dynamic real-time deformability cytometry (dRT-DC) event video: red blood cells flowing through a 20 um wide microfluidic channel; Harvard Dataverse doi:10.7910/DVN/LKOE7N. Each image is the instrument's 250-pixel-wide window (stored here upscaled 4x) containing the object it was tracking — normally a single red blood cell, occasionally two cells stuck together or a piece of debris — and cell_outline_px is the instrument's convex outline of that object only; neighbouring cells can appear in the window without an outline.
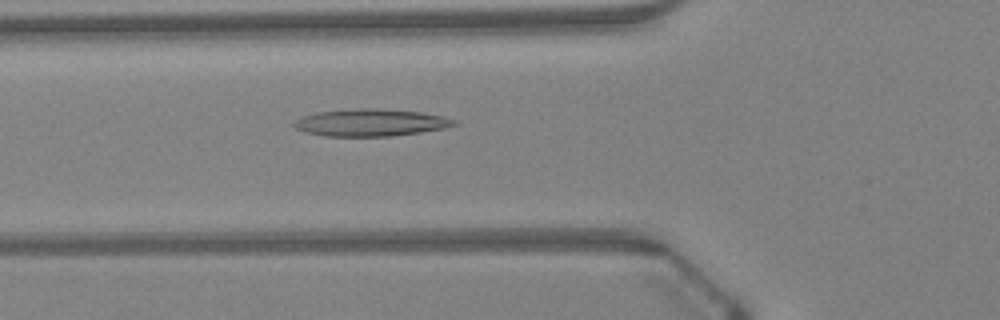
{"species": "Egyptian fruit bat (a non-hibernating species)", "species_latin": "Rousettus aegyptiacus", "temperature_condition": "warm", "stored_images_in_passage": 45, "camera_frame_rate_fps": 3000, "um_per_image_px": 0.085, "animal": {"sex": "female"}, "frame": {"image": 1, "passage_image": 17, "time_ms": 5.333, "image_size_px": [1000, 320], "cell_outline_px": [[460, 124], [444, 128], [420, 132], [392, 136], [324, 136], [304, 132], [296, 128], [292, 124], [292, 120], [300, 116], [320, 112], [356, 108], [380, 108], [420, 112], [440, 116], [456, 120]], "centroid_in_image_um": [31.47, 10.42], "position_along_channel_um": 94.3, "area_um2": 25.49}}
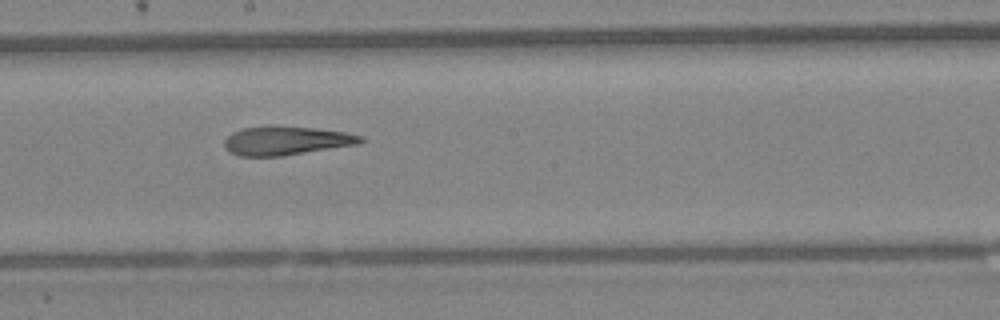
{"frame": {"image": 2, "passage_image": 26, "time_ms": 8.333, "image_size_px": [1000, 320], "cell_outline_px": [[364, 140], [356, 144], [280, 156], [240, 156], [224, 148], [224, 140], [232, 132], [244, 128], [268, 124], [276, 124], [312, 128], [344, 132], [364, 136]], "centroid_in_image_um": [24.27, 11.93], "position_along_channel_um": 223.9, "area_um2": 22.89}}
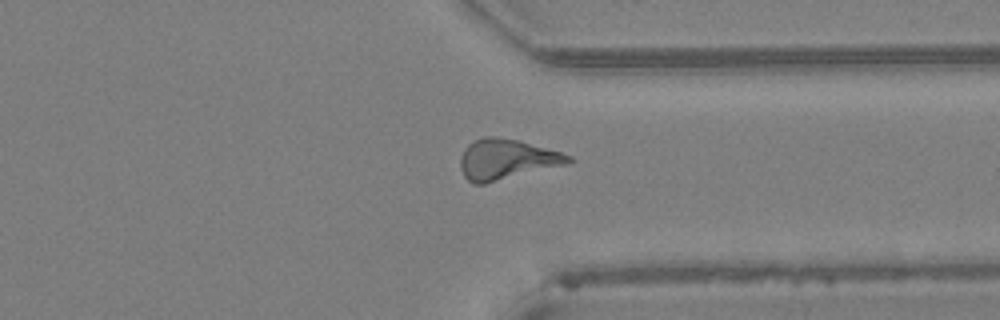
{"frame": {"image": 3, "passage_image": 36, "time_ms": 11.667, "image_size_px": [1000, 320], "cell_outline_px": [[572, 160], [568, 164], [484, 184], [476, 184], [468, 180], [464, 176], [460, 168], [460, 156], [464, 148], [468, 144], [484, 136], [496, 136], [520, 140], [560, 152], [572, 156]], "centroid_in_image_um": [43.04, 13.54], "position_along_channel_um": 368.4, "area_um2": 25.49}}